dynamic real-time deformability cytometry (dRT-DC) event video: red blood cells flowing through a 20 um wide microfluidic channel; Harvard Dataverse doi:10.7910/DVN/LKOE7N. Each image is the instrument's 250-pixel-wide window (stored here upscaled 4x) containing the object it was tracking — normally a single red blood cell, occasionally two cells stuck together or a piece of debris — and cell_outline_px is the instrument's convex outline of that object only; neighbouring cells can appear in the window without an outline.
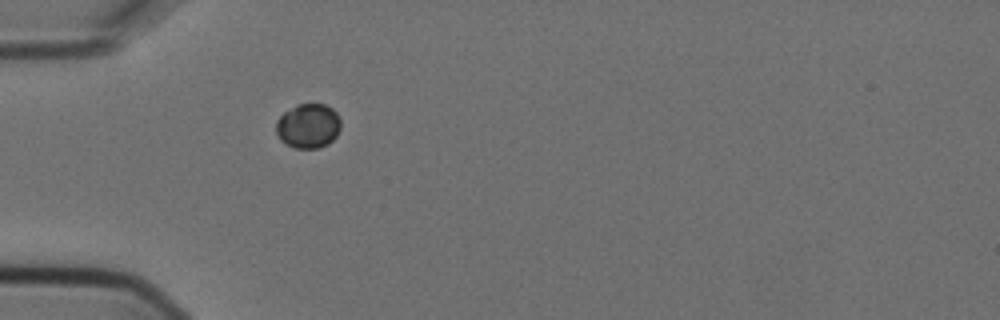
{"species": "Egyptian fruit bat (a non-hibernating species)", "species_latin": "Rousettus aegyptiacus", "temperature_condition": "cold", "stored_images_in_passage": 2, "camera_frame_rate_fps": 3000, "um_per_image_px": 0.085, "animal": {"sex": "female"}, "frame": {"image": 1, "passage_image": 2, "time_ms": 0.333, "image_size_px": [1000, 320], "cell_outline_px": [[340, 128], [336, 136], [328, 144], [320, 148], [296, 148], [280, 140], [276, 132], [276, 120], [284, 112], [296, 104], [324, 104], [332, 108], [336, 112], [340, 120]], "centroid_in_image_um": [26.19, 10.7], "position_along_channel_um": 58.8, "area_um2": 16.82}}